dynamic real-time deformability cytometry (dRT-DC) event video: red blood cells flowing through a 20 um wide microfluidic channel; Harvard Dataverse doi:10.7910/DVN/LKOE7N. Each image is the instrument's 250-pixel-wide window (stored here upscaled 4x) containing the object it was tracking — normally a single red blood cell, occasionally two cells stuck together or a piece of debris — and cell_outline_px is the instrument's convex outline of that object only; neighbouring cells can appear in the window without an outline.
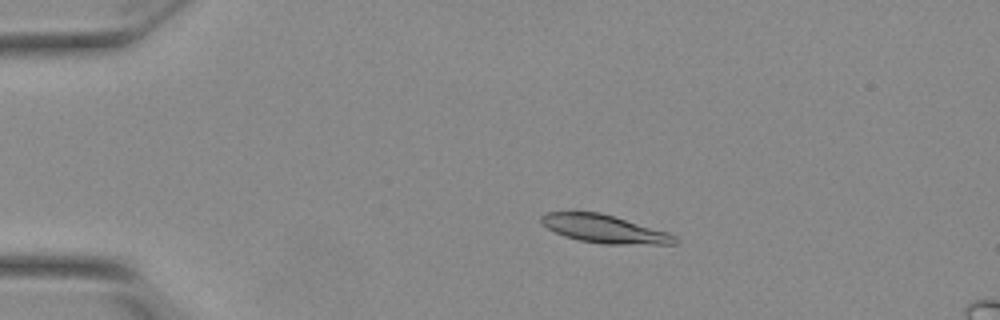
{"species": "Egyptian fruit bat (a non-hibernating species)", "species_latin": "Rousettus aegyptiacus", "temperature_condition": "warm", "stored_images_in_passage": 26, "camera_frame_rate_fps": 3000, "um_per_image_px": 0.085, "animal": {"sex": "female"}, "frame": {"image": 1, "passage_image": 12, "time_ms": 3.667, "image_size_px": [1000, 320], "cell_outline_px": [[680, 240], [676, 244], [600, 244], [580, 240], [564, 236], [548, 228], [540, 220], [540, 216], [544, 212], [600, 212], [668, 232], [676, 236]], "centroid_in_image_um": [51.39, 19.46], "position_along_channel_um": 33.6, "area_um2": 21.79}}
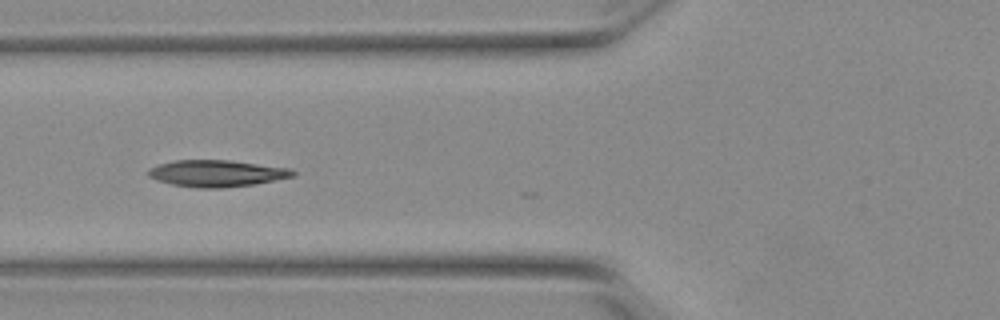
{"frame": {"image": 2, "passage_image": 22, "time_ms": 7.0, "image_size_px": [1000, 320], "cell_outline_px": [[296, 176], [256, 184], [220, 188], [196, 188], [172, 184], [156, 180], [148, 176], [148, 168], [172, 160], [228, 160], [292, 168], [296, 172]], "centroid_in_image_um": [18.45, 14.74], "position_along_channel_um": 107.4, "area_um2": 22.66}}
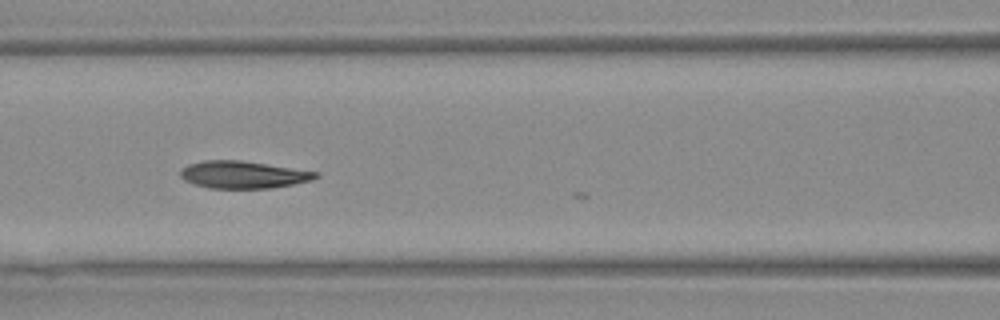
{"frame": {"image": 3, "passage_image": 25, "time_ms": 8.0, "image_size_px": [1000, 320], "cell_outline_px": [[320, 176], [312, 180], [292, 184], [268, 188], [208, 188], [184, 180], [180, 176], [180, 168], [188, 164], [204, 160], [240, 160], [320, 172]], "centroid_in_image_um": [20.66, 14.84], "position_along_channel_um": 145.9, "area_um2": 21.5}}